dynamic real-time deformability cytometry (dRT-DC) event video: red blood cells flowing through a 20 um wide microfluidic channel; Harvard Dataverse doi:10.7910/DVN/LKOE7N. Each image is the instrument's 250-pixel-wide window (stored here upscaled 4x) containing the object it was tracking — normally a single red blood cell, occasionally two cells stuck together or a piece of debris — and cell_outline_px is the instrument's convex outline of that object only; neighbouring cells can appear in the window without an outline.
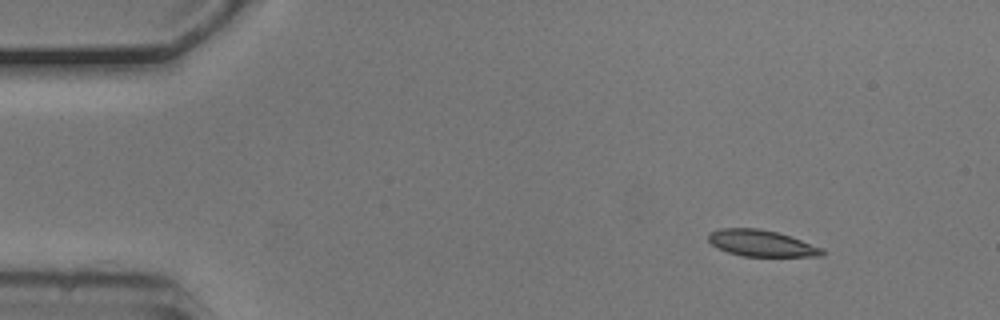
{"species": "common noctule bat (a hibernating species)", "species_latin": "Nyctalus noctula", "temperature_condition": "cold", "stored_images_in_passage": 48, "camera_frame_rate_fps": 3000, "um_per_image_px": 0.085, "animal": {"sex": "male", "body_mass_g": 20.5, "forearm_length_mm": 52.5}, "frame": {"image": 1, "passage_image": 1, "time_ms": 0.0, "image_size_px": [1000, 320], "cell_outline_px": [[824, 256], [744, 256], [728, 252], [712, 244], [708, 240], [708, 232], [720, 228], [760, 228], [792, 236], [824, 248]], "centroid_in_image_um": [64.75, 20.66], "position_along_channel_um": 20.2, "area_um2": 17.57}}
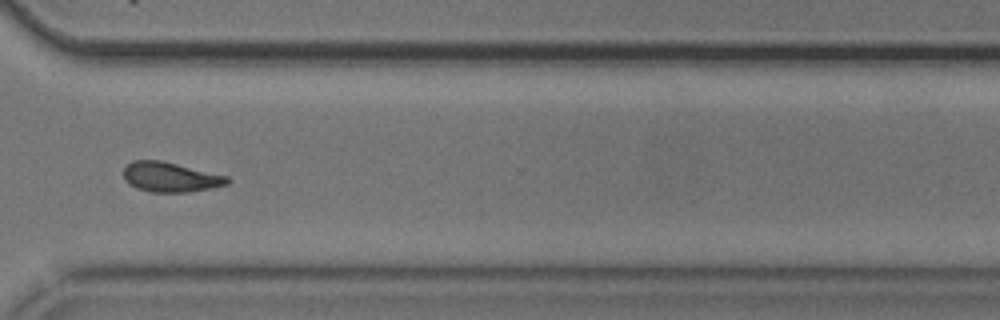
{"frame": {"image": 2, "passage_image": 35, "time_ms": 11.333, "image_size_px": [1000, 320], "cell_outline_px": [[232, 180], [228, 184], [212, 188], [188, 192], [152, 192], [136, 188], [128, 184], [124, 180], [124, 168], [132, 160], [160, 160], [228, 176]], "centroid_in_image_um": [14.49, 15.06], "position_along_channel_um": 356.1, "area_um2": 18.09}}
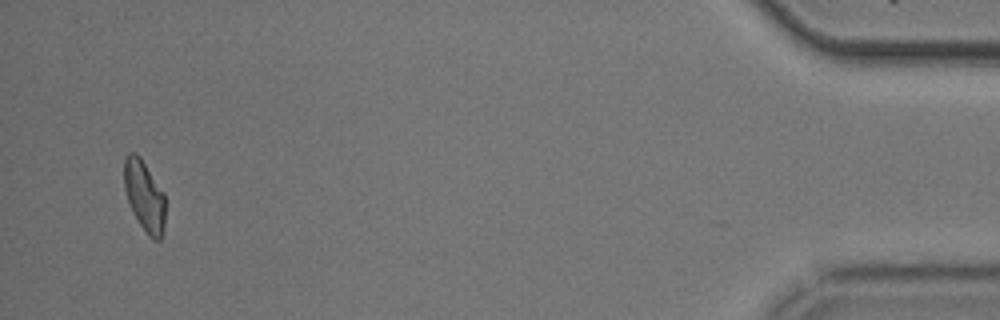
{"frame": {"image": 3, "passage_image": 47, "time_ms": 15.333, "image_size_px": [1000, 320], "cell_outline_px": [[164, 228], [160, 240], [152, 240], [148, 236], [132, 212], [124, 188], [124, 160], [128, 152], [136, 152], [140, 156], [164, 192]], "centroid_in_image_um": [12.26, 16.64], "position_along_channel_um": 422.9, "area_um2": 17.05}, "authors_computed_cell_mechanics": {"area_um2": 18.0914, "velocity_mm_per_s": 3.7034, "shape_relaxation_time_tau1_ms": 3.1145, "shape_relaxation_time_tau2_ms": 4.2827, "deformation_change_tau1": 0.0991, "deformation_change_tau2": 0.1045}}